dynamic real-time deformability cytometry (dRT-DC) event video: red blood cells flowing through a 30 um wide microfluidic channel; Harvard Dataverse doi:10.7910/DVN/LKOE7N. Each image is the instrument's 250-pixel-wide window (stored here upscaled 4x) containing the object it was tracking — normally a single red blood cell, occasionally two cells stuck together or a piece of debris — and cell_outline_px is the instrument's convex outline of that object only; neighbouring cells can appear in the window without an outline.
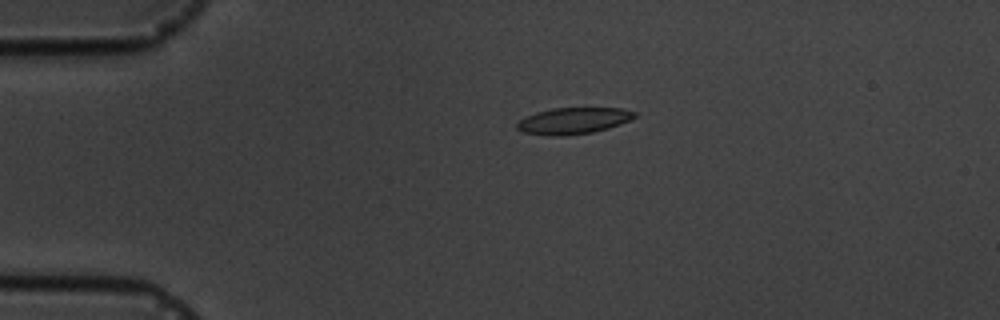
{"species": "common noctule bat (a hibernating species)", "species_latin": "Nyctalus noctula", "temperature_condition": "cold", "stored_images_in_passage": 2, "camera_frame_rate_fps": 3000, "um_per_image_px": 0.085, "animal": {"sex": "male", "body_mass_g": 19.5, "forearm_length_mm": 54.6}, "frame": {"image": 1, "passage_image": 1, "time_ms": 0.0, "image_size_px": [1000, 320], "cell_outline_px": [[636, 116], [620, 124], [608, 128], [592, 132], [560, 136], [548, 136], [520, 132], [516, 128], [516, 124], [524, 116], [536, 112], [552, 108], [620, 108], [636, 112]], "centroid_in_image_um": [48.67, 10.27], "position_along_channel_um": 36.3, "area_um2": 18.15}}